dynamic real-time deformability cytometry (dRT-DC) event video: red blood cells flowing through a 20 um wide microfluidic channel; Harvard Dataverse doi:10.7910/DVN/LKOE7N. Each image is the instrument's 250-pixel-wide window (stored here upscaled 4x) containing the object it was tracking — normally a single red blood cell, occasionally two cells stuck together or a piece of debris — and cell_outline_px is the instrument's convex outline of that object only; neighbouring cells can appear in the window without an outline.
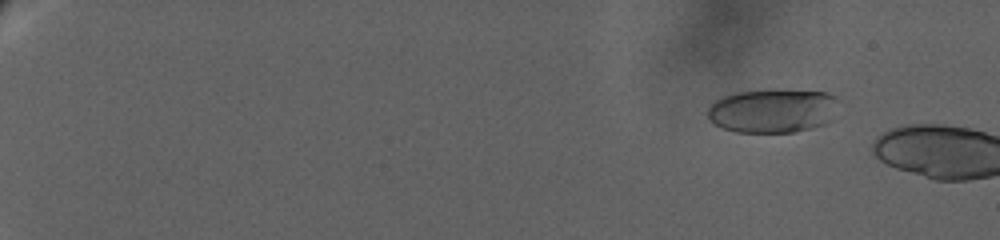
{"species": "human", "species_latin": "Homo sapiens", "temperature_condition": "warm", "stored_images_in_passage": 28, "camera_frame_rate_fps": 3000, "um_per_image_px": 0.085, "donor": {"sex": "female"}, "frame": {"image": 1, "passage_image": 17, "time_ms": 3.0, "image_size_px": [1000, 240], "cell_outline_px": [[840, 100], [832, 120], [828, 124], [812, 128], [792, 132], [736, 132], [724, 128], [716, 124], [708, 116], [708, 104], [712, 100], [736, 92], [764, 88], [828, 92], [836, 96]], "centroid_in_image_um": [65.72, 9.38], "position_along_channel_um": 19.3, "area_um2": 34.45}}